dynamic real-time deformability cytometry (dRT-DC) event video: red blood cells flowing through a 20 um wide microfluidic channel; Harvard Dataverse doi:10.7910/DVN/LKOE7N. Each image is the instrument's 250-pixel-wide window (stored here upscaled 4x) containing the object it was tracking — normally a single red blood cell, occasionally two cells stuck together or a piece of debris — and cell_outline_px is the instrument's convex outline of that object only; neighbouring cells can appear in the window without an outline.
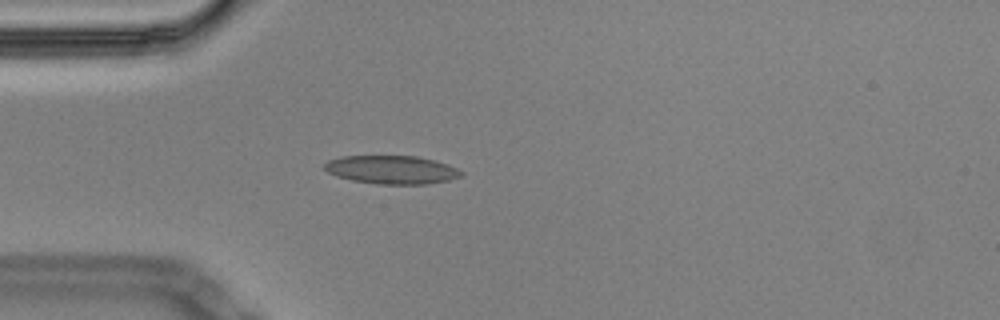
{"species": "Egyptian fruit bat (a non-hibernating species)", "species_latin": "Rousettus aegyptiacus", "temperature_condition": "cold", "stored_images_in_passage": 44, "camera_frame_rate_fps": 3000, "um_per_image_px": 0.085, "animal": {"sex": "male"}, "frame": {"image": 1, "passage_image": 6, "time_ms": 1.667, "image_size_px": [1000, 320], "cell_outline_px": [[464, 176], [448, 180], [428, 184], [376, 184], [352, 180], [336, 176], [328, 172], [324, 168], [324, 164], [328, 160], [340, 156], [416, 156], [448, 164], [464, 172]], "centroid_in_image_um": [33.3, 14.43], "position_along_channel_um": 51.7, "area_um2": 22.66}}
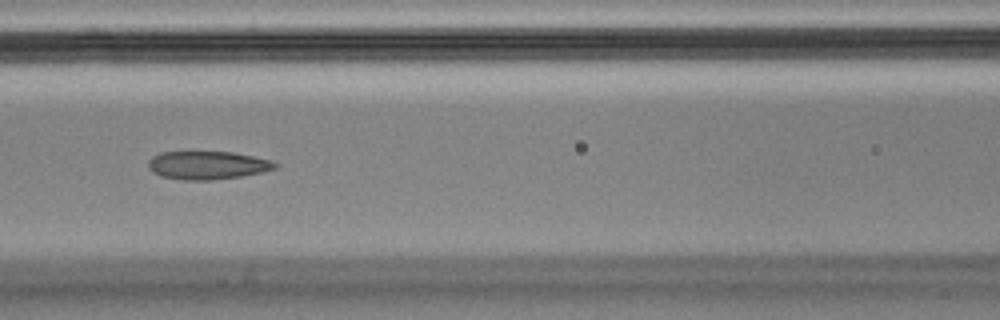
{"frame": {"image": 2, "passage_image": 15, "time_ms": 4.667, "image_size_px": [1000, 320], "cell_outline_px": [[280, 164], [276, 168], [264, 172], [240, 176], [212, 180], [180, 180], [160, 176], [152, 172], [148, 168], [148, 160], [152, 156], [160, 152], [232, 152], [272, 160]], "centroid_in_image_um": [17.63, 14.05], "position_along_channel_um": 149.0, "area_um2": 21.04}}
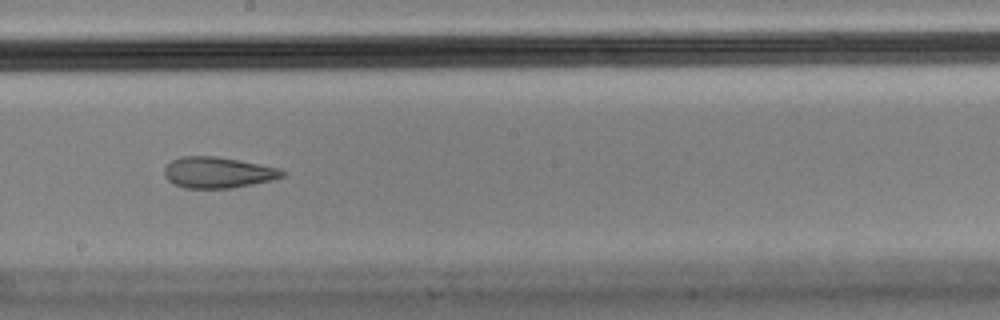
{"frame": {"image": 3, "passage_image": 22, "time_ms": 7.0, "image_size_px": [1000, 320], "cell_outline_px": [[284, 176], [272, 180], [232, 188], [184, 188], [168, 180], [164, 176], [164, 168], [172, 160], [180, 156], [216, 156], [240, 160], [280, 168], [284, 172]], "centroid_in_image_um": [18.51, 14.65], "position_along_channel_um": 229.7, "area_um2": 21.33}}